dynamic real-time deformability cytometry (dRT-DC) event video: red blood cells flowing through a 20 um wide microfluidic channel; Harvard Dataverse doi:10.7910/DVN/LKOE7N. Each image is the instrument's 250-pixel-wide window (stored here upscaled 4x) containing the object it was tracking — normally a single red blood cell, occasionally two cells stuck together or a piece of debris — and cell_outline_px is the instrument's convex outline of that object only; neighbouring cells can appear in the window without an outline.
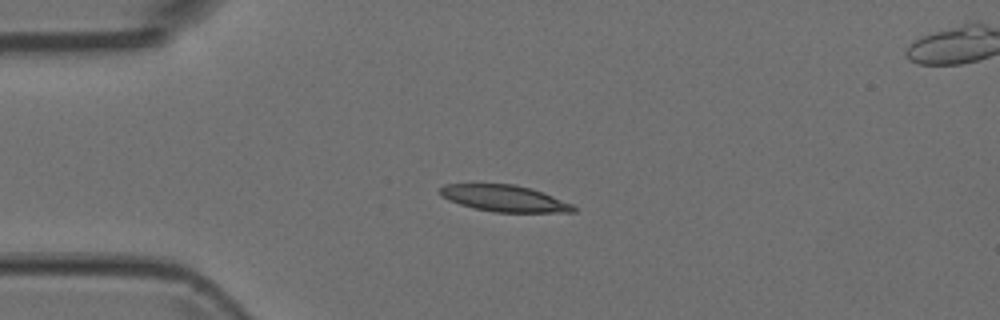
{"species": "Egyptian fruit bat (a non-hibernating species)", "species_latin": "Rousettus aegyptiacus", "temperature_condition": "room temperature", "stored_images_in_passage": 4, "camera_frame_rate_fps": 3000, "um_per_image_px": 0.085, "animal": {"sex": "female"}, "frame": {"image": 1, "passage_image": 1, "time_ms": 0.0, "image_size_px": [1000, 320], "cell_outline_px": [[576, 212], [492, 212], [460, 204], [448, 200], [440, 196], [440, 188], [444, 184], [516, 184], [552, 196], [572, 204], [576, 208]], "centroid_in_image_um": [42.84, 16.86], "position_along_channel_um": 42.2, "area_um2": 20.35}}
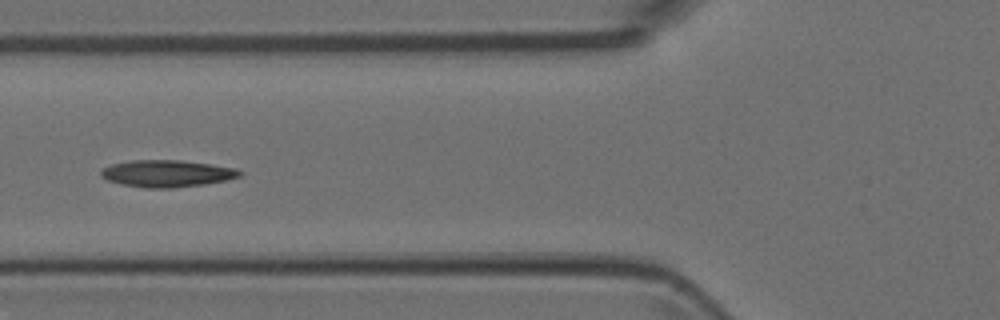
{"frame": {"image": 2, "passage_image": 3, "time_ms": 0.667, "image_size_px": [1000, 320], "cell_outline_px": [[244, 172], [240, 176], [228, 180], [204, 184], [172, 188], [144, 188], [124, 184], [108, 180], [100, 176], [100, 172], [104, 168], [112, 164], [132, 160], [180, 160], [236, 168]], "centroid_in_image_um": [14.21, 14.75], "position_along_channel_um": 111.6, "area_um2": 21.68}}
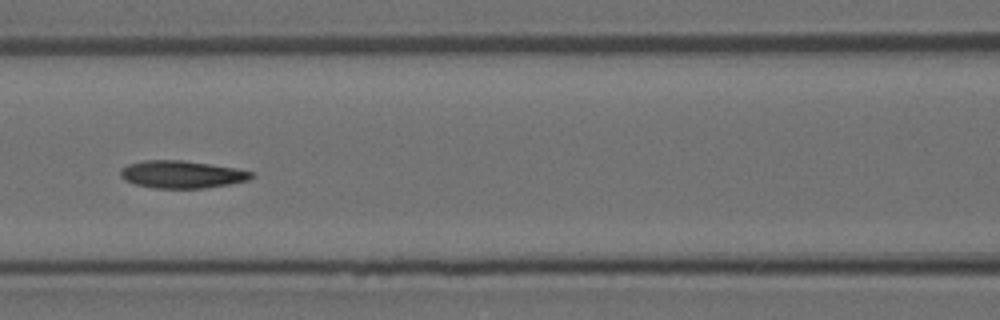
{"frame": {"image": 3, "passage_image": 4, "time_ms": 1.0, "image_size_px": [1000, 320], "cell_outline_px": [[256, 176], [248, 180], [228, 184], [204, 188], [152, 188], [136, 184], [124, 180], [120, 176], [120, 168], [128, 164], [144, 160], [180, 160], [212, 164], [236, 168], [252, 172]], "centroid_in_image_um": [15.44, 14.82], "position_along_channel_um": 151.2, "area_um2": 21.04}}